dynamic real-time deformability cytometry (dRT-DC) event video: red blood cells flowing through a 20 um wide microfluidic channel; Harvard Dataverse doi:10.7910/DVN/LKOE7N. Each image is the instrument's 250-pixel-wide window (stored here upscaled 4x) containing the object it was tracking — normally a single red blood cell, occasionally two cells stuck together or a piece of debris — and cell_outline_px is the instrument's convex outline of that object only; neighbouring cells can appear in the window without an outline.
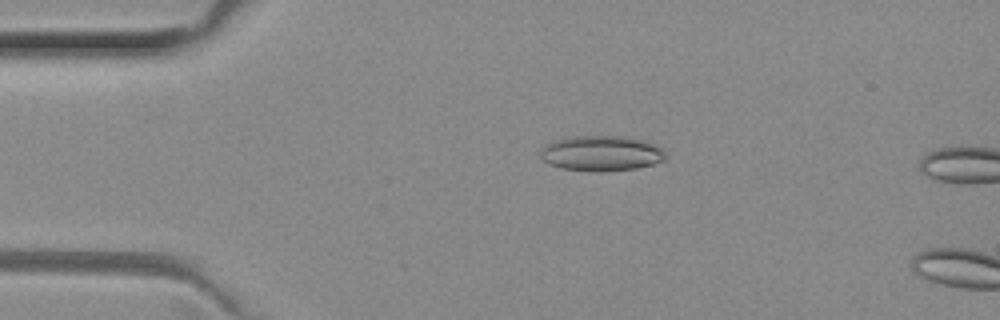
{"species": "common noctule bat (a hibernating species)", "species_latin": "Nyctalus noctula", "temperature_condition": "room temperature", "stored_images_in_passage": 13, "camera_frame_rate_fps": 3000, "um_per_image_px": 0.085, "animal": {"sex": "female", "body_mass_g": 29.2, "forearm_length_mm": 56.3}, "frame": {"image": 1, "passage_image": 11, "time_ms": 3.333, "image_size_px": [1000, 320], "cell_outline_px": [[668, 156], [664, 160], [652, 164], [636, 168], [600, 172], [560, 168], [548, 164], [540, 160], [540, 148], [544, 144], [556, 140], [572, 136], [624, 136], [644, 140], [660, 148]], "centroid_in_image_um": [51.06, 13.03], "position_along_channel_um": 33.9, "area_um2": 25.95}}